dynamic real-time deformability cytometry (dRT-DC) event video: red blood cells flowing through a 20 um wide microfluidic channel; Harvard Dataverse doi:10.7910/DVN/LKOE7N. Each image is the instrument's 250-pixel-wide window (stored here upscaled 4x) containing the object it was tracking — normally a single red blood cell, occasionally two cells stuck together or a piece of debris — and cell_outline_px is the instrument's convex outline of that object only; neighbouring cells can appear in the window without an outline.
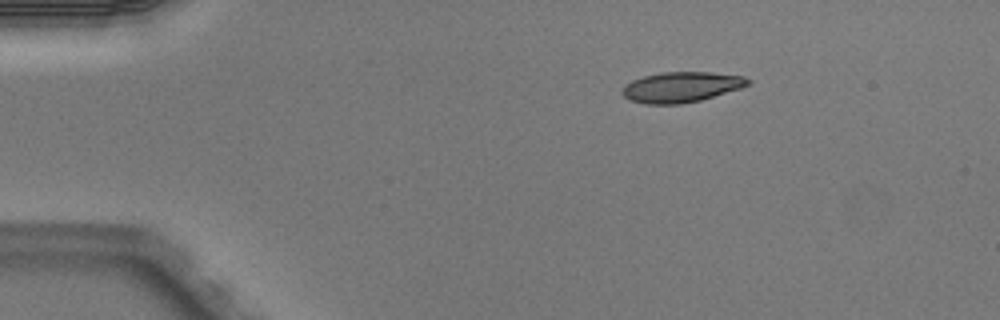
{"species": "Egyptian fruit bat (a non-hibernating species)", "species_latin": "Rousettus aegyptiacus", "temperature_condition": "warm", "stored_images_in_passage": 2, "camera_frame_rate_fps": 3000, "um_per_image_px": 0.085, "animal": {"sex": "male"}, "frame": {"image": 1, "passage_image": 1, "time_ms": 0.0, "image_size_px": [1000, 320], "cell_outline_px": [[752, 80], [748, 84], [740, 88], [700, 100], [680, 104], [644, 104], [628, 100], [620, 92], [624, 84], [632, 80], [644, 76], [660, 72], [708, 72], [744, 76]], "centroid_in_image_um": [57.85, 7.4], "position_along_channel_um": 27.1, "area_um2": 22.31}}